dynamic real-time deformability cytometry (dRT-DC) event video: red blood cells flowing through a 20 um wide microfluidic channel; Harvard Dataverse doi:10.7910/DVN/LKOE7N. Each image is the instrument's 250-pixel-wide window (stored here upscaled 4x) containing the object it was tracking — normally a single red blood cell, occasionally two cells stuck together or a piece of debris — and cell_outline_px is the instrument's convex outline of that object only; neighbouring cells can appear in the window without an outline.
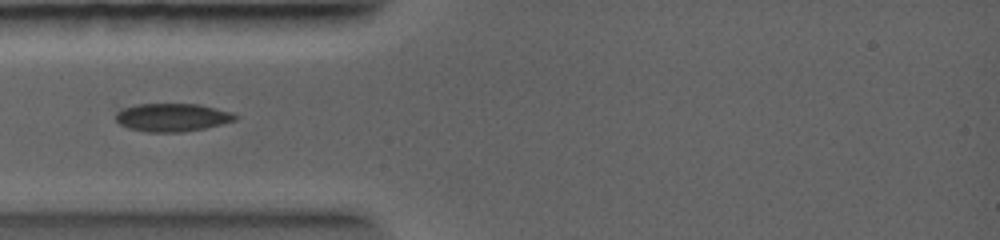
{"species": "common noctule bat (a hibernating species)", "species_latin": "Nyctalus noctula", "temperature_condition": "warm", "stored_images_in_passage": 13, "camera_frame_rate_fps": 5000, "um_per_image_px": 0.085, "animal": {"sex": "female", "body_mass_g": 19.0, "forearm_length_mm": 56.7}, "frame": {"image": 1, "passage_image": 1, "time_ms": 0.0, "image_size_px": [1000, 240], "cell_outline_px": [[240, 116], [236, 120], [204, 128], [184, 132], [148, 132], [128, 128], [120, 124], [116, 120], [116, 112], [120, 108], [136, 104], [200, 104], [232, 112]], "centroid_in_image_um": [14.63, 9.97], "position_along_channel_um": 70.4, "area_um2": 19.71}}
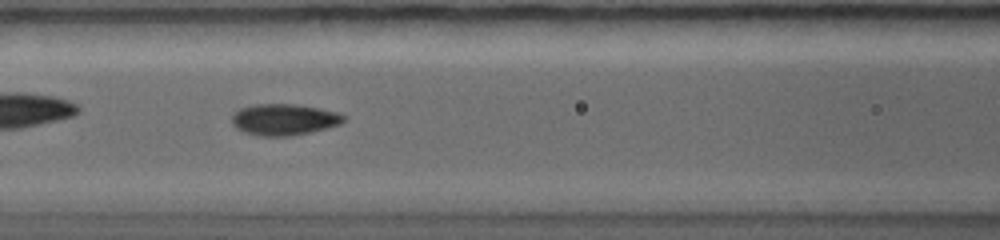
{"frame": {"image": 2, "passage_image": 4, "time_ms": 1.4, "image_size_px": [1000, 240], "cell_outline_px": [[344, 120], [340, 124], [328, 128], [292, 136], [256, 136], [244, 132], [236, 128], [232, 124], [232, 112], [240, 108], [256, 104], [296, 104], [320, 108], [336, 112], [344, 116]], "centroid_in_image_um": [24.11, 10.16], "position_along_channel_um": 142.5, "area_um2": 20.58}}
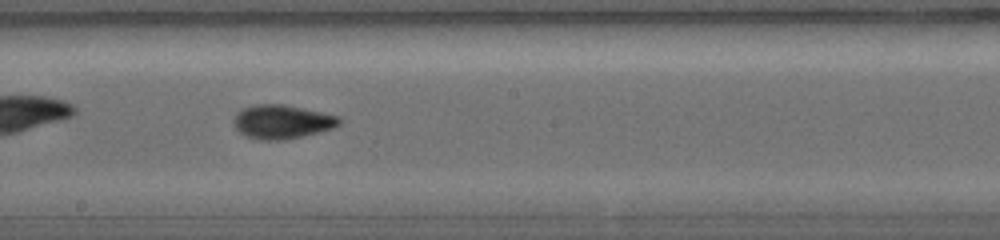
{"frame": {"image": 3, "passage_image": 8, "time_ms": 3.0, "image_size_px": [1000, 240], "cell_outline_px": [[344, 120], [340, 124], [332, 128], [320, 132], [304, 136], [284, 140], [260, 140], [244, 136], [236, 128], [232, 120], [236, 112], [240, 108], [256, 104], [280, 104], [340, 116]], "centroid_in_image_um": [23.95, 10.36], "position_along_channel_um": 224.3, "area_um2": 21.04}}